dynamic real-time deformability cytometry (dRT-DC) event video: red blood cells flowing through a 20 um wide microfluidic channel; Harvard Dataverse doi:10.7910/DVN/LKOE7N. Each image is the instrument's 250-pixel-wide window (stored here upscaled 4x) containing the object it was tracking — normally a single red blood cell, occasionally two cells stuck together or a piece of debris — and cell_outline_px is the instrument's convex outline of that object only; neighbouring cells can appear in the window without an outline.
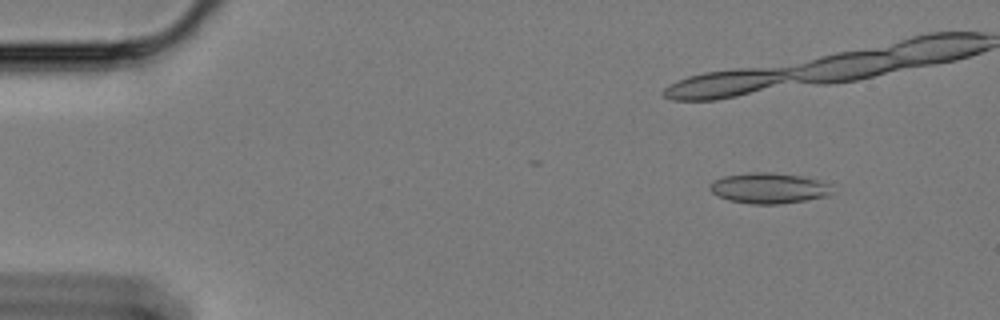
{"species": "Egyptian fruit bat (a non-hibernating species)", "species_latin": "Rousettus aegyptiacus", "temperature_condition": "cold", "stored_images_in_passage": 21, "camera_frame_rate_fps": 3000, "um_per_image_px": 0.085, "animal": {"sex": "female"}, "frame": {"image": 1, "passage_image": 7, "time_ms": 2.0, "image_size_px": [1000, 320], "cell_outline_px": [[832, 192], [828, 196], [780, 204], [752, 204], [728, 200], [712, 192], [708, 188], [708, 184], [712, 180], [724, 176], [748, 172], [772, 172], [800, 176], [832, 184]], "centroid_in_image_um": [65.32, 15.99], "position_along_channel_um": 19.7, "area_um2": 21.91}}